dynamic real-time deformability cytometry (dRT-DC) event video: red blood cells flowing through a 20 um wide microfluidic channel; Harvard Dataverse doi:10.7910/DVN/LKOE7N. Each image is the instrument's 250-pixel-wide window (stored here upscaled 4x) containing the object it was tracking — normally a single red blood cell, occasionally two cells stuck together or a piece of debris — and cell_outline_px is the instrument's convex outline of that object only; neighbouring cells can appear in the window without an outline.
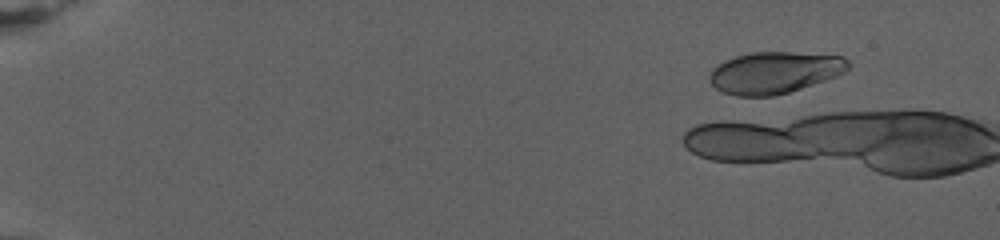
{"species": "human", "species_latin": "Homo sapiens", "temperature_condition": "warm", "stored_images_in_passage": 12, "camera_frame_rate_fps": 3000, "um_per_image_px": 0.085, "donor": {"sex": "female"}, "frame": {"image": 1, "passage_image": 9, "time_ms": 2.667, "image_size_px": [1000, 240], "cell_outline_px": [[852, 64], [844, 72], [836, 76], [788, 92], [772, 96], [736, 96], [724, 92], [716, 88], [708, 80], [708, 76], [712, 68], [716, 64], [724, 60], [736, 56], [752, 52], [792, 52], [844, 56]], "centroid_in_image_um": [65.81, 6.15], "position_along_channel_um": 19.2, "area_um2": 33.76}}